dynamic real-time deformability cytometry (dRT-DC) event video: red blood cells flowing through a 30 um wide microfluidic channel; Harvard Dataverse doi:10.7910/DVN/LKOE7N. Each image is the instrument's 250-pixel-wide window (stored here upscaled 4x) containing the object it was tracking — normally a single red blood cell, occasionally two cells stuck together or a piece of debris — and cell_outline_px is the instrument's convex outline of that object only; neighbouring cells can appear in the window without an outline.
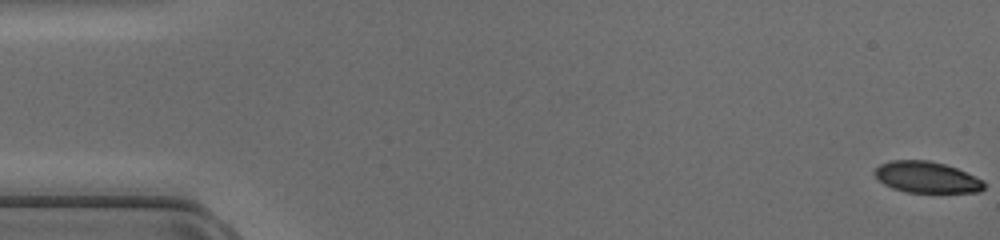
{"species": "common noctule bat (a hibernating species)", "species_latin": "Nyctalus noctula", "temperature_condition": "cold", "stored_images_in_passage": 48, "camera_frame_rate_fps": 3000, "um_per_image_px": 0.085, "animal": {"sex": "female", "body_mass_g": 17.0, "forearm_length_mm": 48.0}, "frame": {"image": 1, "passage_image": 1, "time_ms": 0.0, "image_size_px": [1000, 240], "cell_outline_px": [[984, 188], [980, 192], [904, 192], [892, 188], [884, 184], [872, 172], [880, 164], [888, 160], [928, 160], [944, 164], [956, 168], [984, 180]], "centroid_in_image_um": [78.75, 15.06], "position_along_channel_um": 6.3, "area_um2": 19.94}}
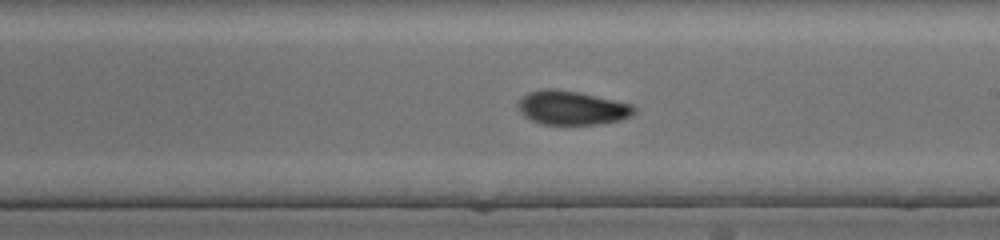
{"frame": {"image": 2, "passage_image": 28, "time_ms": 9.0, "image_size_px": [1000, 240], "cell_outline_px": [[636, 112], [632, 116], [620, 120], [596, 124], [540, 124], [524, 116], [520, 112], [516, 104], [528, 92], [544, 88], [556, 88], [576, 92], [632, 104], [636, 108]], "centroid_in_image_um": [48.6, 9.16], "position_along_channel_um": 240.4, "area_um2": 22.89}}
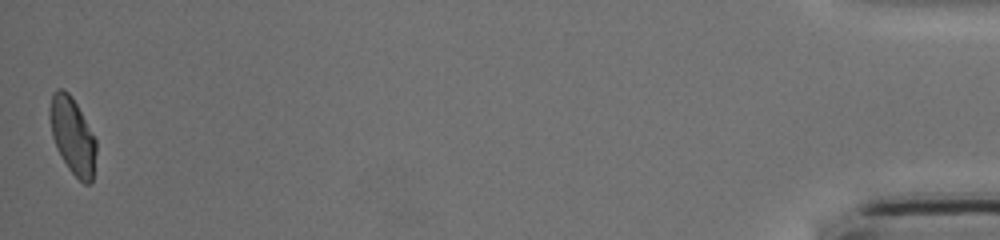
{"frame": {"image": 3, "passage_image": 48, "time_ms": 15.667, "image_size_px": [1000, 240], "cell_outline_px": [[96, 152], [92, 180], [88, 184], [84, 184], [68, 168], [56, 148], [52, 136], [48, 116], [48, 108], [52, 92], [56, 88], [64, 88], [72, 96], [96, 140]], "centroid_in_image_um": [6.12, 11.49], "position_along_channel_um": 429.1, "area_um2": 20.81}}